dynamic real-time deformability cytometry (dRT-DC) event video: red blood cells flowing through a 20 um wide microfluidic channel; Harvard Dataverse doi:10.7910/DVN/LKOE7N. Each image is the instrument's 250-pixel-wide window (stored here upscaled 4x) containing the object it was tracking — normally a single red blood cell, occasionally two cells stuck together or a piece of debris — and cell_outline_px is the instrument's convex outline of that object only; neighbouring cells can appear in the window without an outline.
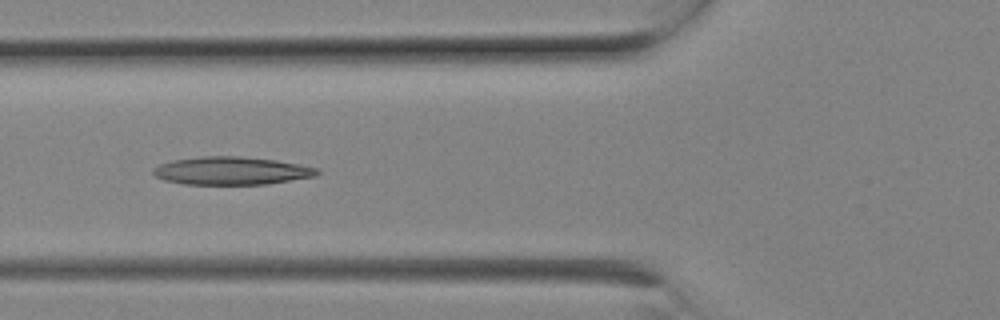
{"species": "Egyptian fruit bat (a non-hibernating species)", "species_latin": "Rousettus aegyptiacus", "temperature_condition": "room temperature", "stored_images_in_passage": 8, "camera_frame_rate_fps": 3000, "um_per_image_px": 0.085, "animal": {"sex": "female"}, "frame": {"image": 1, "passage_image": 7, "time_ms": 2.0, "image_size_px": [1000, 320], "cell_outline_px": [[320, 172], [316, 176], [268, 184], [184, 184], [164, 180], [156, 176], [152, 172], [152, 168], [160, 164], [172, 160], [200, 156], [240, 156], [276, 160], [320, 168]], "centroid_in_image_um": [19.68, 14.51], "position_along_channel_um": 106.1, "area_um2": 26.82}}
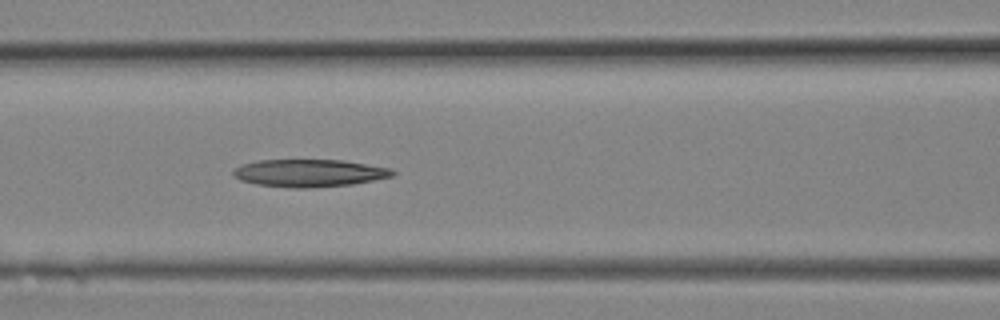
{"frame": {"image": 2, "passage_image": 8, "time_ms": 2.333, "image_size_px": [1000, 320], "cell_outline_px": [[396, 172], [392, 176], [352, 184], [308, 188], [292, 188], [256, 184], [240, 180], [232, 176], [232, 172], [240, 164], [256, 160], [344, 160], [392, 168]], "centroid_in_image_um": [26.26, 14.7], "position_along_channel_um": 140.3, "area_um2": 25.66}}